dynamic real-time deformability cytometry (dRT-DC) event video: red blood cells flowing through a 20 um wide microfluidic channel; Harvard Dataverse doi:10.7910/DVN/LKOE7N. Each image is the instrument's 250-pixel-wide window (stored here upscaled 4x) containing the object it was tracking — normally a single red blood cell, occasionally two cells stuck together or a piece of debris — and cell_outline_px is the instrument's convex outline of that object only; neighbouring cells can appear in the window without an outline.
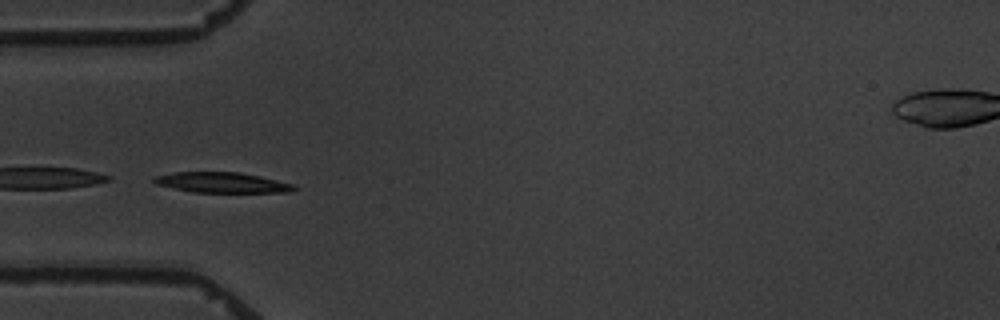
{"species": "common noctule bat (a hibernating species)", "species_latin": "Nyctalus noctula", "temperature_condition": "warm", "stored_images_in_passage": 4, "camera_frame_rate_fps": 3000, "um_per_image_px": 0.085, "animal": {"sex": "male", "body_mass_g": 19.5, "forearm_length_mm": 54.6}, "frame": {"image": 1, "passage_image": 4, "time_ms": 3.667, "image_size_px": [1000, 320], "cell_outline_px": [[296, 188], [292, 192], [192, 192], [156, 184], [152, 180], [152, 176], [172, 172], [240, 172], [260, 176], [292, 184]], "centroid_in_image_um": [18.81, 15.51], "position_along_channel_um": 66.2, "area_um2": 16.59}}